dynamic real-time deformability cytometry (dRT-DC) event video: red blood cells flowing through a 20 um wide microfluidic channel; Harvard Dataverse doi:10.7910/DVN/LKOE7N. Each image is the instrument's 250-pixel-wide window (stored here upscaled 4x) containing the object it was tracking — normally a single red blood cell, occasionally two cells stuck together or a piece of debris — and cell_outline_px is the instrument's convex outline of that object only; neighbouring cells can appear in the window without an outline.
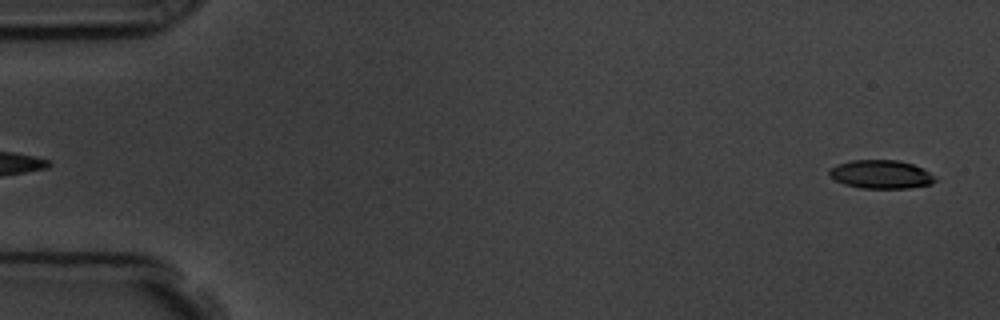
{"species": "common noctule bat (a hibernating species)", "species_latin": "Nyctalus noctula", "temperature_condition": "room temperature", "stored_images_in_passage": 54, "camera_frame_rate_fps": 3000, "um_per_image_px": 0.085, "animal": {"sex": "male", "body_mass_g": 19.5, "forearm_length_mm": 54.6}, "frame": {"image": 1, "passage_image": 2, "time_ms": 0.333, "image_size_px": [1000, 320], "cell_outline_px": [[936, 180], [932, 184], [908, 188], [860, 188], [844, 184], [828, 176], [828, 168], [836, 164], [852, 160], [896, 160], [912, 164], [928, 172]], "centroid_in_image_um": [74.8, 14.82], "position_along_channel_um": 10.2, "area_um2": 17.51}}
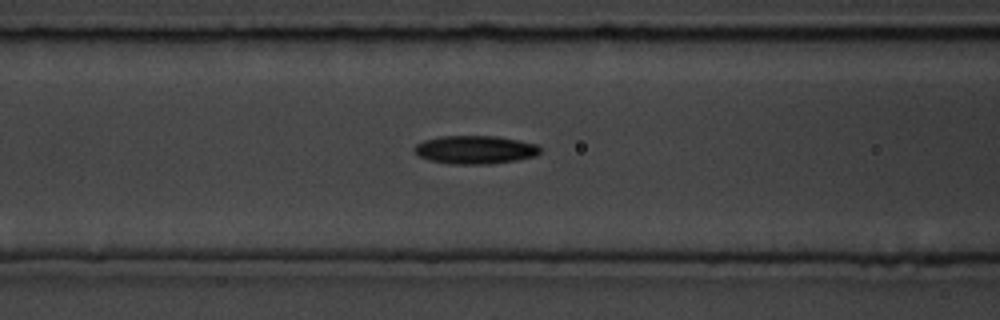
{"frame": {"image": 2, "passage_image": 23, "time_ms": 7.333, "image_size_px": [1000, 320], "cell_outline_px": [[540, 152], [536, 156], [516, 160], [488, 164], [452, 164], [428, 160], [420, 156], [412, 148], [416, 144], [424, 140], [440, 136], [496, 136], [536, 144], [540, 148]], "centroid_in_image_um": [40.36, 12.73], "position_along_channel_um": 126.2, "area_um2": 20.63}}
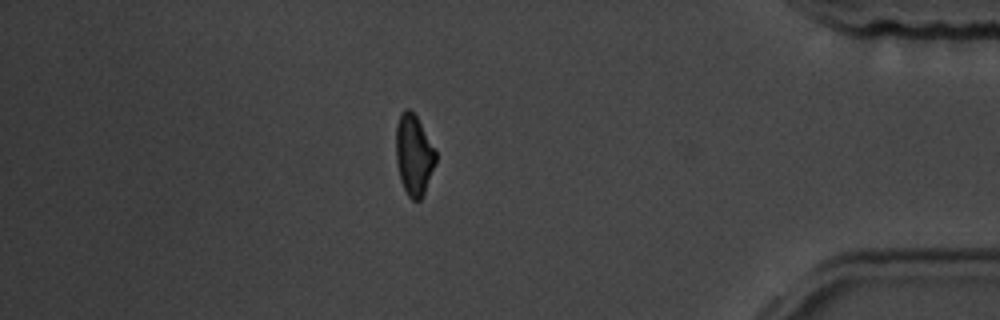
{"frame": {"image": 3, "passage_image": 49, "time_ms": 16.0, "image_size_px": [1000, 320], "cell_outline_px": [[436, 164], [424, 192], [420, 200], [412, 200], [408, 196], [400, 180], [396, 160], [396, 124], [400, 112], [404, 108], [408, 108], [416, 116], [436, 152]], "centroid_in_image_um": [35.16, 13.16], "position_along_channel_um": 400.0, "area_um2": 18.61}, "authors_computed_cell_mechanics": {"area_um2": 19.6231, "velocity_mm_per_s": 3.5953, "shape_relaxation_time_tau1_ms": 4.2978, "shape_relaxation_time_tau2_ms": 8.788, "deformation_change_tau1": 0.1231, "deformation_change_tau2": 0.18}}